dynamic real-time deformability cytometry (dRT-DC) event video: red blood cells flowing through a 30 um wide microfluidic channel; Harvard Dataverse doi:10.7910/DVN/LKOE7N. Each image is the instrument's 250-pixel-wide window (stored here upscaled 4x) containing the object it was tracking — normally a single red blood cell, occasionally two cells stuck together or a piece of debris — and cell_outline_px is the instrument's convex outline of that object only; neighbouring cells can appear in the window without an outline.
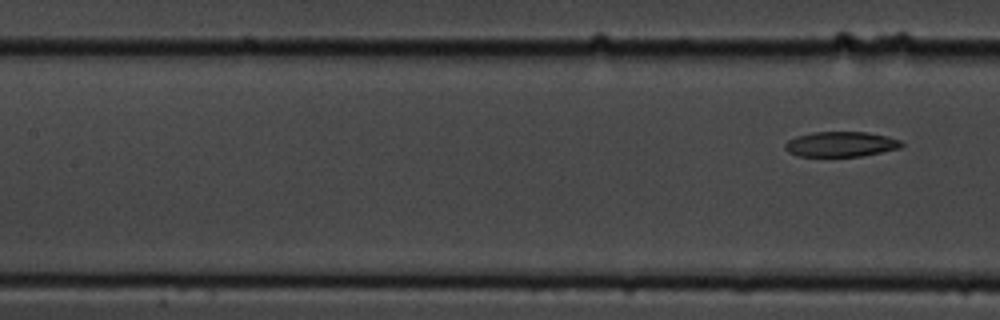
{"species": "common noctule bat (a hibernating species)", "species_latin": "Nyctalus noctula", "temperature_condition": "cold", "stored_images_in_passage": 5, "segment_of_instrument_passage": [2, 2], "camera_frame_rate_fps": 3000, "um_per_image_px": 0.085, "animal": {"sex": "male", "body_mass_g": 19.5, "forearm_length_mm": 54.6}, "frame": {"image": 1, "passage_image": 5, "time_ms": 5.667, "image_size_px": [1000, 320], "cell_outline_px": [[904, 144], [900, 148], [860, 156], [796, 156], [788, 152], [784, 148], [784, 144], [788, 140], [796, 136], [812, 132], [868, 132], [900, 140]], "centroid_in_image_um": [71.42, 12.25], "position_along_channel_um": 136.0, "area_um2": 16.99}}